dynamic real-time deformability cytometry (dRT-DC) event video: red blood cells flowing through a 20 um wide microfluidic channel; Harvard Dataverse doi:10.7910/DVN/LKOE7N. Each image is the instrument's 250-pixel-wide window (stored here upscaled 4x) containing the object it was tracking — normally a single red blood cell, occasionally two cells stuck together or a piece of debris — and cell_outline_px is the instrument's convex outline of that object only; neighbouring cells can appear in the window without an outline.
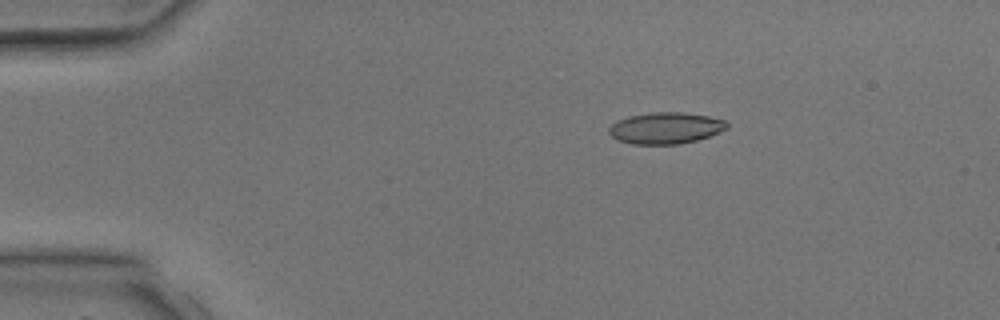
{"species": "common noctule bat (a hibernating species)", "species_latin": "Nyctalus noctula", "temperature_condition": "room temperature", "stored_images_in_passage": 4, "camera_frame_rate_fps": 3000, "um_per_image_px": 0.085, "animal": {"sex": "male", "body_mass_g": 17.9, "forearm_length_mm": 54.2}, "frame": {"image": 1, "passage_image": 2, "time_ms": 1.333, "image_size_px": [1000, 320], "cell_outline_px": [[728, 128], [708, 136], [696, 140], [680, 144], [632, 144], [616, 140], [608, 132], [608, 128], [616, 120], [628, 116], [652, 112], [680, 112], [708, 116], [724, 120], [728, 124]], "centroid_in_image_um": [56.53, 10.88], "position_along_channel_um": 28.5, "area_um2": 21.62}}